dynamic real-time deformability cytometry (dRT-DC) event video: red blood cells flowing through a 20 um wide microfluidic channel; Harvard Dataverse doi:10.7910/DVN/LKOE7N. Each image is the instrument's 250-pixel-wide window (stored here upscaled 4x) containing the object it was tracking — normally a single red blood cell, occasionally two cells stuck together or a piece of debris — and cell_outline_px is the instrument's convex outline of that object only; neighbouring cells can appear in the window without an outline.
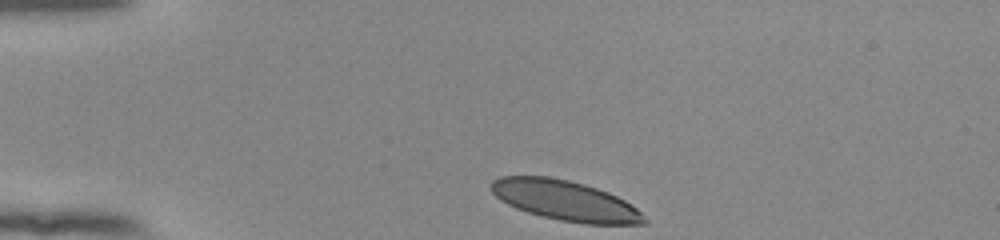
{"species": "human", "species_latin": "Homo sapiens", "temperature_condition": "room temperature", "stored_images_in_passage": 35, "camera_frame_rate_fps": 3000, "um_per_image_px": 0.085, "donor": {"sex": "female"}, "frame": {"image": 1, "passage_image": 1, "time_ms": 0.0, "image_size_px": [1000, 240], "cell_outline_px": [[648, 220], [644, 224], [584, 224], [560, 220], [528, 212], [516, 208], [500, 200], [492, 192], [492, 180], [500, 176], [548, 176], [568, 180], [584, 184], [608, 192], [624, 200], [636, 208]], "centroid_in_image_um": [48.04, 17.04], "position_along_channel_um": 37.0, "area_um2": 35.49}}
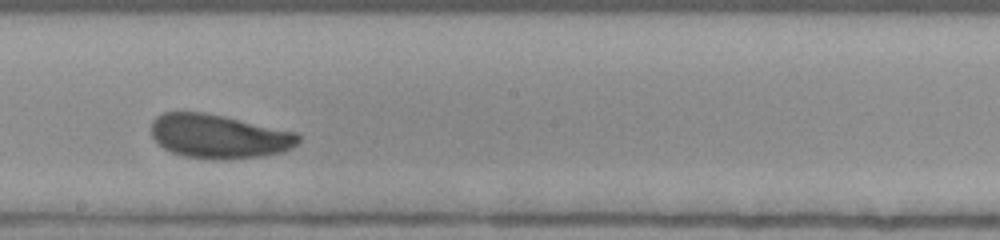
{"frame": {"image": 2, "passage_image": 20, "time_ms": 6.333, "image_size_px": [1000, 240], "cell_outline_px": [[300, 140], [292, 148], [284, 152], [260, 156], [228, 160], [216, 160], [184, 156], [172, 152], [164, 148], [152, 136], [152, 120], [156, 116], [164, 112], [204, 112], [224, 116], [296, 132], [300, 136]], "centroid_in_image_um": [18.61, 11.59], "position_along_channel_um": 229.6, "area_um2": 37.74}}
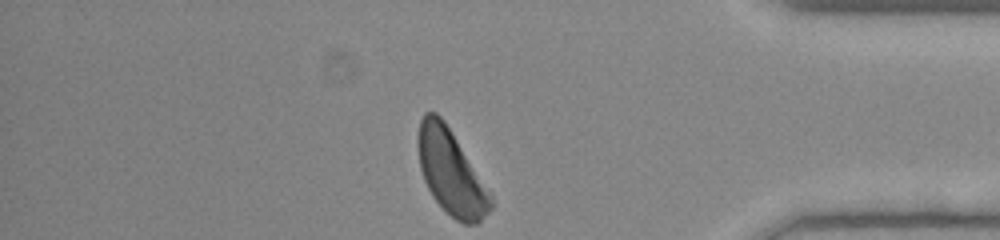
{"frame": {"image": 3, "passage_image": 35, "time_ms": 11.333, "image_size_px": [1000, 240], "cell_outline_px": [[492, 208], [476, 224], [464, 224], [456, 220], [432, 196], [424, 180], [420, 168], [416, 140], [416, 136], [420, 120], [424, 112], [436, 112], [444, 120], [492, 196]], "centroid_in_image_um": [38.29, 14.61], "position_along_channel_um": 396.9, "area_um2": 35.37}, "authors_computed_cell_mechanics": {"area_um2": 37.3388, "velocity_mm_per_s": 3.8424, "shape_relaxation_time_tau1_ms": 2.3539, "shape_relaxation_time_tau2_ms": 1.0025, "deformation_change_tau1": 0.1015, "deformation_change_tau2": 0.0612}}